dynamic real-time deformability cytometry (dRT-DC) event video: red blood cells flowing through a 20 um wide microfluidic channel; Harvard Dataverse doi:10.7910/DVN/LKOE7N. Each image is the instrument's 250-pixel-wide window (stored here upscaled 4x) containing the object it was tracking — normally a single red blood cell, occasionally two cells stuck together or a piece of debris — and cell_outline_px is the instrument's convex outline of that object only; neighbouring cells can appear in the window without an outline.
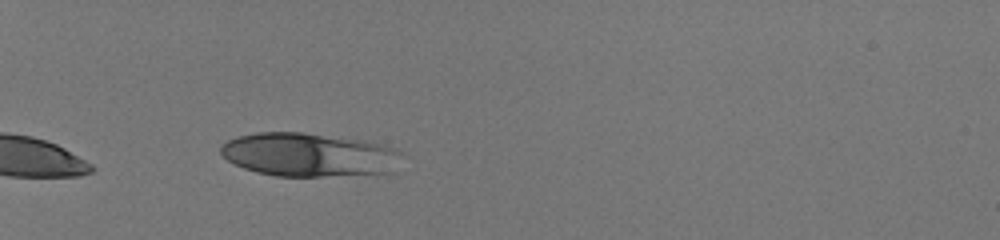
{"species": "human", "species_latin": "Homo sapiens", "temperature_condition": "room temperature", "stored_images_in_passage": 35, "camera_frame_rate_fps": 3000, "um_per_image_px": 0.085, "donor": {"sex": "male"}, "frame": {"image": 1, "passage_image": 1, "time_ms": 0.0, "image_size_px": [1000, 240], "cell_outline_px": [[400, 152], [396, 172], [388, 176], [276, 176], [256, 172], [244, 168], [228, 160], [220, 152], [220, 144], [236, 136], [256, 132], [304, 132], [364, 140], [396, 148]], "centroid_in_image_um": [26.34, 13.17], "position_along_channel_um": 58.7, "area_um2": 47.11}}
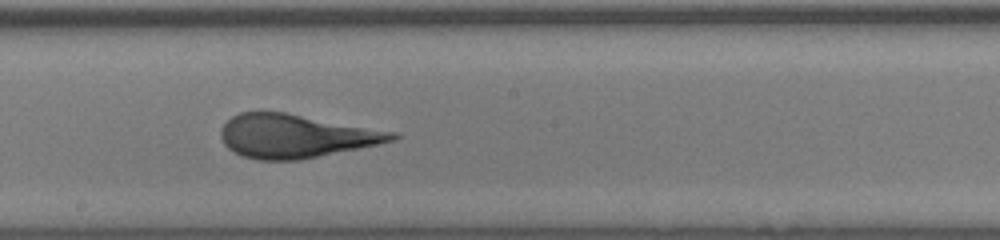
{"frame": {"image": 2, "passage_image": 16, "time_ms": 5.0, "image_size_px": [1000, 240], "cell_outline_px": [[400, 136], [396, 140], [380, 144], [300, 160], [260, 160], [244, 156], [228, 148], [224, 144], [220, 136], [220, 128], [232, 116], [240, 112], [284, 112], [396, 132]], "centroid_in_image_um": [25.14, 11.57], "position_along_channel_um": 223.1, "area_um2": 43.23}}
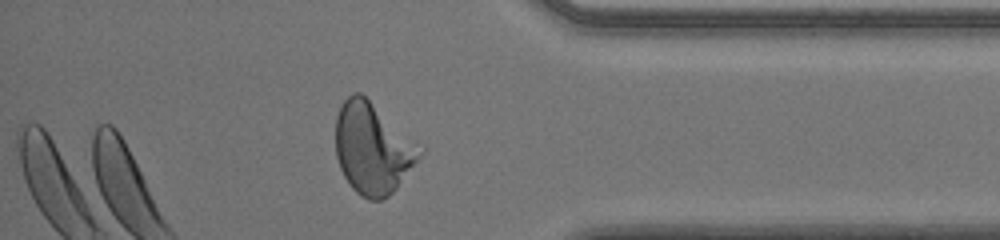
{"frame": {"image": 3, "passage_image": 30, "time_ms": 9.667, "image_size_px": [1000, 240], "cell_outline_px": [[424, 152], [396, 188], [388, 196], [380, 200], [368, 200], [360, 196], [352, 188], [344, 176], [340, 168], [336, 156], [336, 116], [344, 100], [352, 92], [360, 92], [424, 144]], "centroid_in_image_um": [31.72, 12.59], "position_along_channel_um": 403.5, "area_um2": 45.32}}